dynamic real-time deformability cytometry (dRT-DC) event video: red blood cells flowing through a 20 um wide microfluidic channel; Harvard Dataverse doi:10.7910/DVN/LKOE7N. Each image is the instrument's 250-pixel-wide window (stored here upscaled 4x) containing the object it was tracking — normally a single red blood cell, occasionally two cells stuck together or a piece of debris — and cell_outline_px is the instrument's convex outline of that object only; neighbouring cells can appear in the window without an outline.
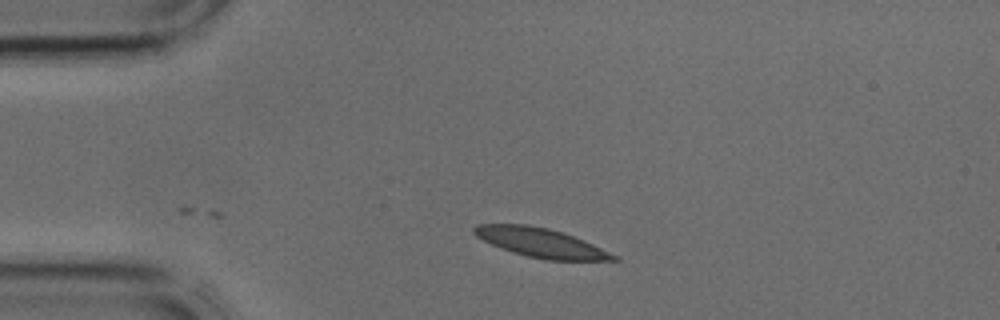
{"species": "common noctule bat (a hibernating species)", "species_latin": "Nyctalus noctula", "temperature_condition": "cold", "stored_images_in_passage": 2, "camera_frame_rate_fps": 3000, "um_per_image_px": 0.085, "animal": {"sex": "male", "body_mass_g": 17.9, "forearm_length_mm": 54.2}, "frame": {"image": 1, "passage_image": 2, "time_ms": 0.333, "image_size_px": [1000, 320], "cell_outline_px": [[620, 260], [544, 260], [512, 252], [500, 248], [476, 236], [472, 232], [472, 228], [476, 224], [528, 224], [548, 228], [564, 232], [584, 240], [616, 256]], "centroid_in_image_um": [45.92, 20.61], "position_along_channel_um": 39.1, "area_um2": 23.52}}